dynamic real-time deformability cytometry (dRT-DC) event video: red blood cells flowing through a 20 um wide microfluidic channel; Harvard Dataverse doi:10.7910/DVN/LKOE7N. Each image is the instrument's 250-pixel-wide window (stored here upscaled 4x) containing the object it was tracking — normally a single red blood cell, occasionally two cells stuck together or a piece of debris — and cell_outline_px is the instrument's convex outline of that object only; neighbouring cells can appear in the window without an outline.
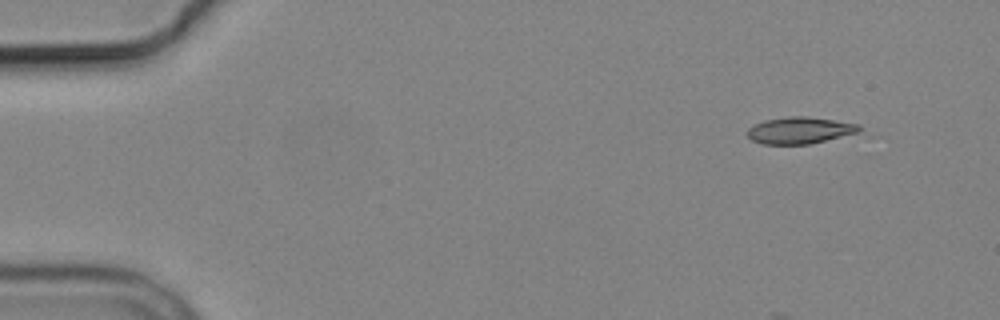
{"species": "common noctule bat (a hibernating species)", "species_latin": "Nyctalus noctula", "temperature_condition": "cold", "stored_images_in_passage": 4, "camera_frame_rate_fps": 3000, "um_per_image_px": 0.085, "animal": {"sex": "male", "body_mass_g": 19.2, "forearm_length_mm": 51.8}, "frame": {"image": 1, "passage_image": 1, "time_ms": 0.0, "image_size_px": [1000, 320], "cell_outline_px": [[864, 132], [808, 144], [760, 144], [752, 140], [748, 136], [748, 128], [764, 120], [788, 116], [804, 116], [860, 124]], "centroid_in_image_um": [68.04, 11.08], "position_along_channel_um": 17.0, "area_um2": 17.51}}